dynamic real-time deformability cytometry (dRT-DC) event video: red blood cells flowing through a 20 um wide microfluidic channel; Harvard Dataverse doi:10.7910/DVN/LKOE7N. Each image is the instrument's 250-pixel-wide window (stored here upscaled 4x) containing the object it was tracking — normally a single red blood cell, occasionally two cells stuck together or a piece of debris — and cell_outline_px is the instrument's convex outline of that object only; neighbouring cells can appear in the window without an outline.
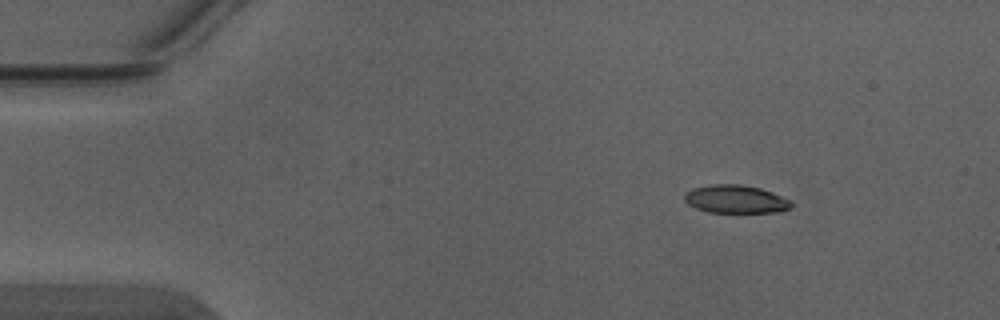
{"species": "Egyptian fruit bat (a non-hibernating species)", "species_latin": "Rousettus aegyptiacus", "temperature_condition": "warm", "stored_images_in_passage": 3, "camera_frame_rate_fps": 3000, "um_per_image_px": 0.085, "animal": {"sex": "male"}, "frame": {"image": 1, "passage_image": 1, "time_ms": 0.0, "image_size_px": [1000, 320], "cell_outline_px": [[792, 208], [776, 212], [708, 212], [696, 208], [688, 204], [684, 200], [684, 196], [692, 188], [712, 184], [740, 184], [760, 188], [772, 192], [792, 200]], "centroid_in_image_um": [62.55, 16.92], "position_along_channel_um": 22.4, "area_um2": 17.51}}